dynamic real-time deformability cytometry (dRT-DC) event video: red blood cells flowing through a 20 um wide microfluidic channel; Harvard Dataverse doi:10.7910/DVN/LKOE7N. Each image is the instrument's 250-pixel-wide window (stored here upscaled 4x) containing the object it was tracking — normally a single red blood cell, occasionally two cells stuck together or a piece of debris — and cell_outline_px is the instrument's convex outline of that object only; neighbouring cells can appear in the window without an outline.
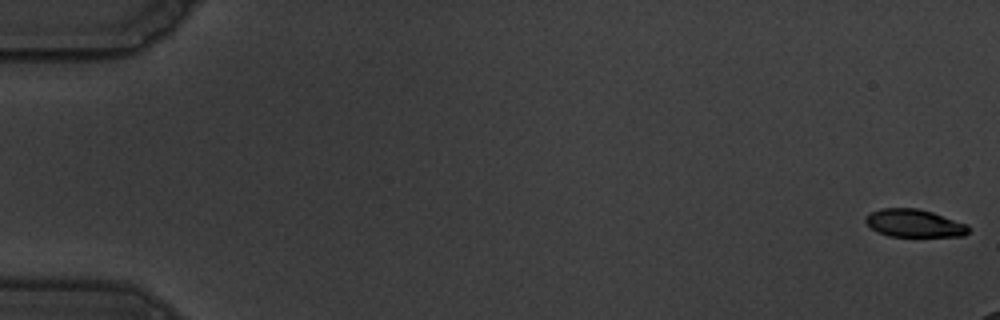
{"species": "common noctule bat (a hibernating species)", "species_latin": "Nyctalus noctula", "temperature_condition": "warm", "stored_images_in_passage": 14, "camera_frame_rate_fps": 3000, "um_per_image_px": 0.085, "animal": {"sex": "male", "body_mass_g": 19.5, "forearm_length_mm": 54.6}, "frame": {"image": 1, "passage_image": 1, "time_ms": 0.0, "image_size_px": [1000, 320], "cell_outline_px": [[972, 228], [964, 236], [888, 236], [876, 232], [864, 220], [872, 212], [880, 208], [916, 208], [932, 212], [968, 224]], "centroid_in_image_um": [77.74, 18.98], "position_along_channel_um": 7.3, "area_um2": 16.65}}